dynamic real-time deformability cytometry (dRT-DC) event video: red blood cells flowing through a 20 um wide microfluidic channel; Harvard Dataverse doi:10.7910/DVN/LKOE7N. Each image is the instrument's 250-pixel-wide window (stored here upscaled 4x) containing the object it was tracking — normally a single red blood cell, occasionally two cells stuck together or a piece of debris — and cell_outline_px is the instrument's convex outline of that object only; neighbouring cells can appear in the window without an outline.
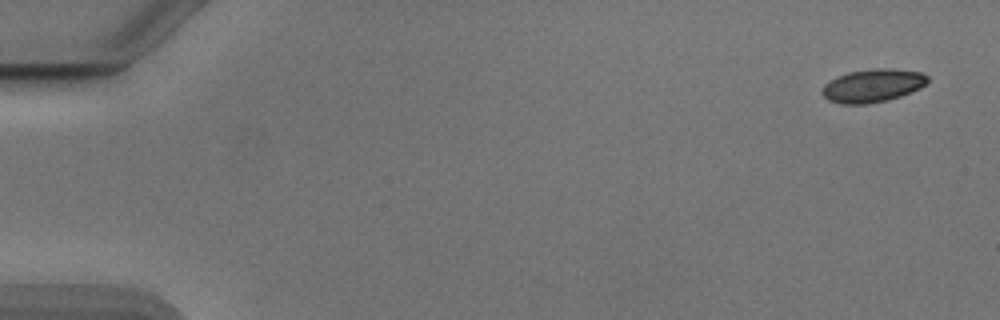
{"species": "Egyptian fruit bat (a non-hibernating species)", "species_latin": "Rousettus aegyptiacus", "temperature_condition": "cold", "stored_images_in_passage": 4, "camera_frame_rate_fps": 3000, "um_per_image_px": 0.085, "animal": {"sex": "male"}, "frame": {"image": 1, "passage_image": 1, "time_ms": 0.0, "image_size_px": [1000, 320], "cell_outline_px": [[928, 80], [920, 88], [912, 92], [888, 100], [868, 104], [840, 104], [828, 100], [820, 92], [824, 84], [836, 76], [848, 72], [876, 68], [888, 68], [920, 72], [928, 76]], "centroid_in_image_um": [74.14, 7.28], "position_along_channel_um": 10.9, "area_um2": 20.46}}